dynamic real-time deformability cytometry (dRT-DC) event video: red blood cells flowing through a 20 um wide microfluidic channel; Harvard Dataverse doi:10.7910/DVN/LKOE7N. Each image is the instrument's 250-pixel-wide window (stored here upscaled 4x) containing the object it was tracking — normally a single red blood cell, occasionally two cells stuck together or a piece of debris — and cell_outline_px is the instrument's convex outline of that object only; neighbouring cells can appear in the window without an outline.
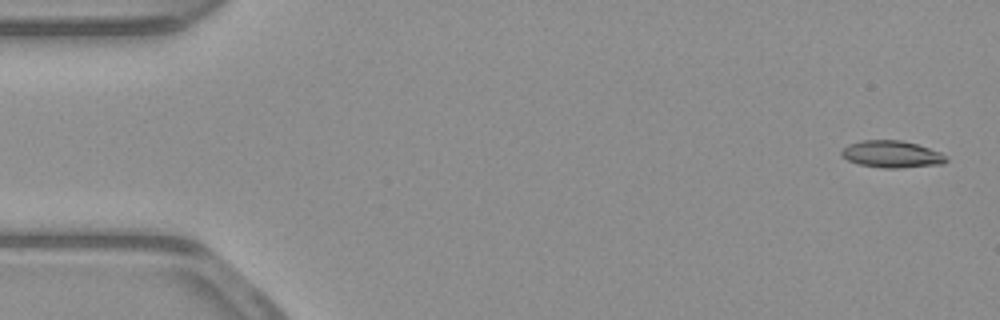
{"species": "common noctule bat (a hibernating species)", "species_latin": "Nyctalus noctula", "temperature_condition": "warm", "stored_images_in_passage": 53, "camera_frame_rate_fps": 3000, "um_per_image_px": 0.085, "animal": {"sex": "male", "body_mass_g": 23.1, "forearm_length_mm": 52.7}, "frame": {"image": 1, "passage_image": 2, "time_ms": 0.333, "image_size_px": [1000, 320], "cell_outline_px": [[948, 160], [944, 164], [900, 168], [884, 168], [860, 164], [848, 160], [840, 156], [840, 152], [848, 144], [860, 140], [900, 140], [916, 144], [940, 152]], "centroid_in_image_um": [75.77, 13.11], "position_along_channel_um": 9.2, "area_um2": 16.42}}
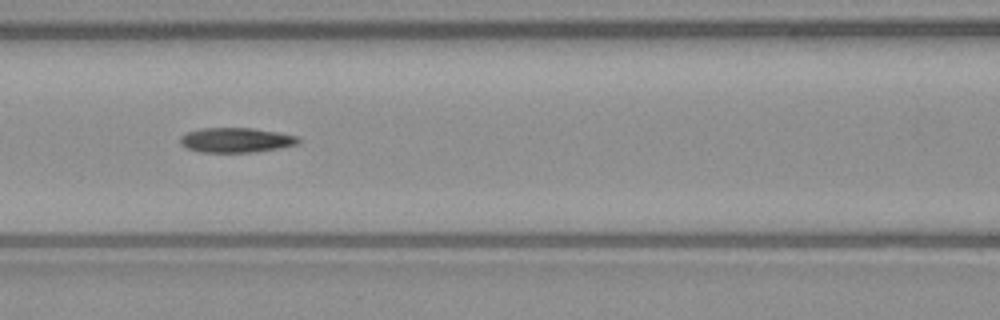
{"frame": {"image": 2, "passage_image": 23, "time_ms": 7.333, "image_size_px": [1000, 320], "cell_outline_px": [[300, 144], [280, 148], [252, 152], [200, 152], [188, 148], [180, 144], [180, 136], [188, 132], [200, 128], [252, 128], [276, 132], [296, 136], [300, 140]], "centroid_in_image_um": [20.06, 11.91], "position_along_channel_um": 146.5, "area_um2": 16.99}}
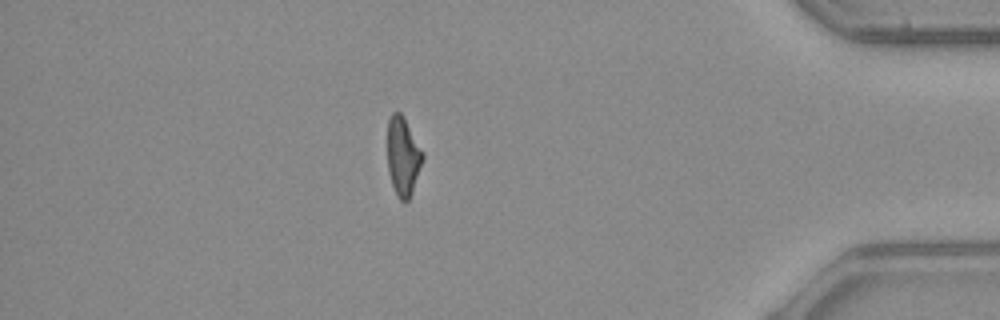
{"frame": {"image": 3, "passage_image": 46, "time_ms": 15.0, "image_size_px": [1000, 320], "cell_outline_px": [[424, 156], [412, 192], [408, 200], [404, 204], [396, 196], [388, 172], [388, 120], [392, 112], [400, 112], [404, 116], [424, 152]], "centroid_in_image_um": [34.26, 13.29], "position_along_channel_um": 400.9, "area_um2": 16.3}, "authors_computed_cell_mechanics": {"area_um2": 16.9354, "velocity_mm_per_s": 3.9122, "shape_relaxation_time_tau1_ms": null, "shape_relaxation_time_tau2_ms": 4.486, "deformation_change_tau1": null, "deformation_change_tau2": 0.125}}